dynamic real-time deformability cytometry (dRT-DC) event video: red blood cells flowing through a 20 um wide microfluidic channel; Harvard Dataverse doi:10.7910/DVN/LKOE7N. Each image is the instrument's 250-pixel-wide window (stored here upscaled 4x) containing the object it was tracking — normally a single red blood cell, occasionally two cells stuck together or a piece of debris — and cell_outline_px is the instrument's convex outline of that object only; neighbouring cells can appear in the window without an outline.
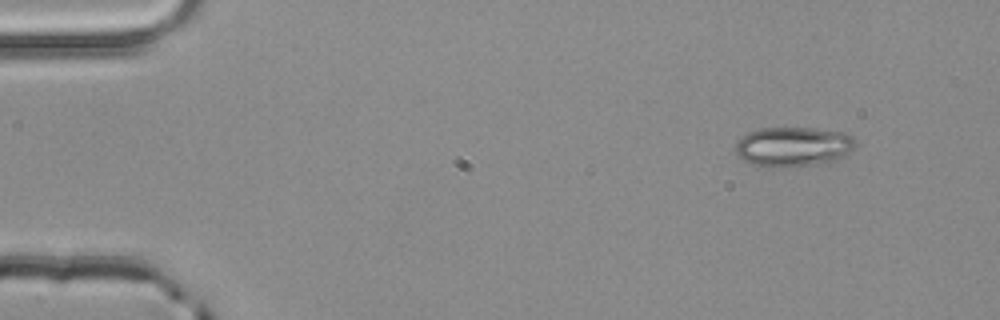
{"species": "common noctule bat (a hibernating species)", "species_latin": "Nyctalus noctula", "temperature_condition": "room temperature", "stored_images_in_passage": 3, "camera_frame_rate_fps": 3000, "um_per_image_px": 0.085, "animal": {"sex": "male", "body_mass_g": 20.4}, "frame": {"image": 1, "passage_image": 1, "time_ms": 0.0, "image_size_px": [1000, 320], "cell_outline_px": [[856, 144], [844, 156], [836, 160], [820, 164], [780, 168], [768, 168], [748, 164], [736, 152], [736, 140], [740, 136], [748, 132], [760, 128], [812, 128], [844, 132], [852, 136]], "centroid_in_image_um": [67.38, 12.48], "position_along_channel_um": 17.6, "area_um2": 28.15}}